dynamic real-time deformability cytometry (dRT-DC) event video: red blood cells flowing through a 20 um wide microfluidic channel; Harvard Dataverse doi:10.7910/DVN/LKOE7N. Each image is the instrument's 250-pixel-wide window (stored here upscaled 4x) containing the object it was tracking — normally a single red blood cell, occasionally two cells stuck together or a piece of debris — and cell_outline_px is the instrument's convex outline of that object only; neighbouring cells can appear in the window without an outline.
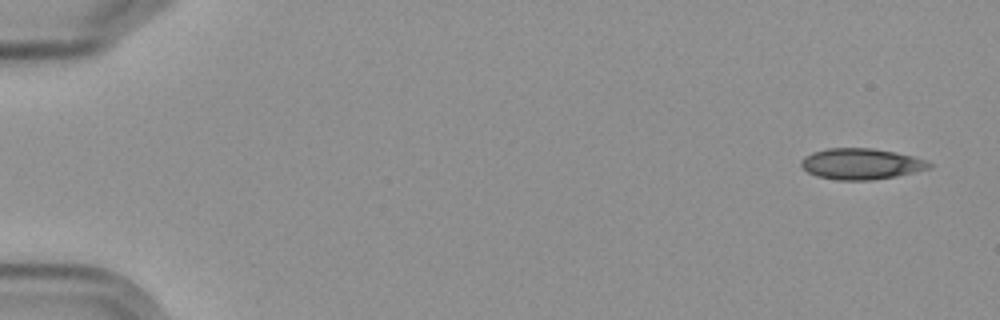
{"species": "Egyptian fruit bat (a non-hibernating species)", "species_latin": "Rousettus aegyptiacus", "temperature_condition": "cold", "stored_images_in_passage": 5, "camera_frame_rate_fps": 3000, "um_per_image_px": 0.085, "frame": {"image": 1, "passage_image": 1, "time_ms": 0.0, "image_size_px": [1000, 320], "cell_outline_px": [[932, 168], [896, 176], [872, 180], [836, 180], [816, 176], [808, 172], [800, 164], [800, 160], [804, 156], [812, 152], [828, 148], [872, 148], [896, 152], [912, 156], [924, 160], [932, 164]], "centroid_in_image_um": [73.17, 13.93], "position_along_channel_um": 11.8, "area_um2": 23.18}}
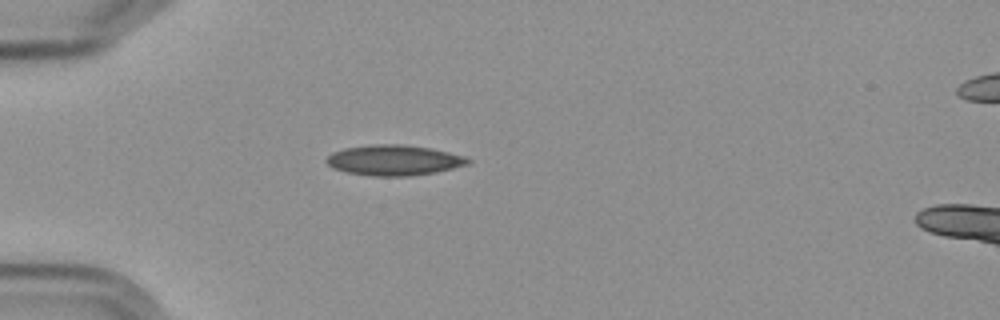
{"frame": {"image": 2, "passage_image": 5, "time_ms": 4.667, "image_size_px": [1000, 320], "cell_outline_px": [[472, 160], [468, 164], [436, 172], [408, 176], [372, 176], [344, 172], [332, 168], [324, 160], [332, 152], [344, 148], [376, 144], [400, 144], [432, 148], [464, 156]], "centroid_in_image_um": [33.45, 13.62], "position_along_channel_um": 51.5, "area_um2": 25.14}}